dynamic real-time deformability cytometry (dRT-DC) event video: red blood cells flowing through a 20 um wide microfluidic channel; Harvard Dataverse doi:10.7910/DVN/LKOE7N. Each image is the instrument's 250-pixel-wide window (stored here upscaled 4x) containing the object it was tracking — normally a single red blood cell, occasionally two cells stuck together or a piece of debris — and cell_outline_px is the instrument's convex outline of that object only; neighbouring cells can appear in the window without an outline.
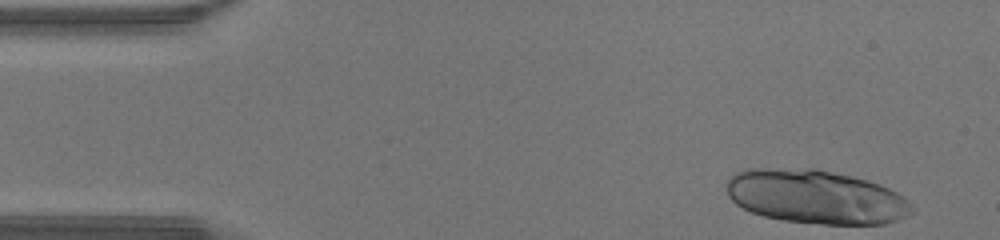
{"species": "human", "species_latin": "Homo sapiens", "temperature_condition": "warm", "stored_images_in_passage": 37, "segment_of_instrument_passage": [1, 2], "camera_frame_rate_fps": 3000, "um_per_image_px": 0.085, "donor": {"sex": "male"}, "frame": {"image": 1, "passage_image": 1, "time_ms": 0.0, "image_size_px": [1000, 240], "cell_outline_px": [[916, 208], [912, 212], [896, 220], [884, 224], [824, 224], [784, 220], [764, 216], [752, 212], [736, 204], [728, 196], [724, 184], [736, 172], [748, 168], [816, 168], [852, 176], [868, 180], [880, 184], [904, 196]], "centroid_in_image_um": [69.34, 16.71], "position_along_channel_um": 15.7, "area_um2": 58.44}}
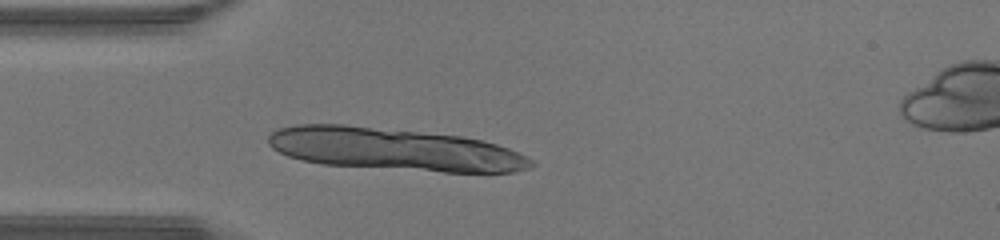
{"frame": {"image": 2, "passage_image": 10, "time_ms": 3.0, "image_size_px": [1000, 240], "cell_outline_px": [[536, 164], [532, 168], [516, 172], [444, 172], [320, 164], [288, 156], [272, 148], [268, 144], [268, 136], [276, 128], [296, 124], [344, 124], [464, 136], [484, 140], [508, 148], [528, 156]], "centroid_in_image_um": [33.54, 12.68], "position_along_channel_um": 51.5, "area_um2": 65.55}}